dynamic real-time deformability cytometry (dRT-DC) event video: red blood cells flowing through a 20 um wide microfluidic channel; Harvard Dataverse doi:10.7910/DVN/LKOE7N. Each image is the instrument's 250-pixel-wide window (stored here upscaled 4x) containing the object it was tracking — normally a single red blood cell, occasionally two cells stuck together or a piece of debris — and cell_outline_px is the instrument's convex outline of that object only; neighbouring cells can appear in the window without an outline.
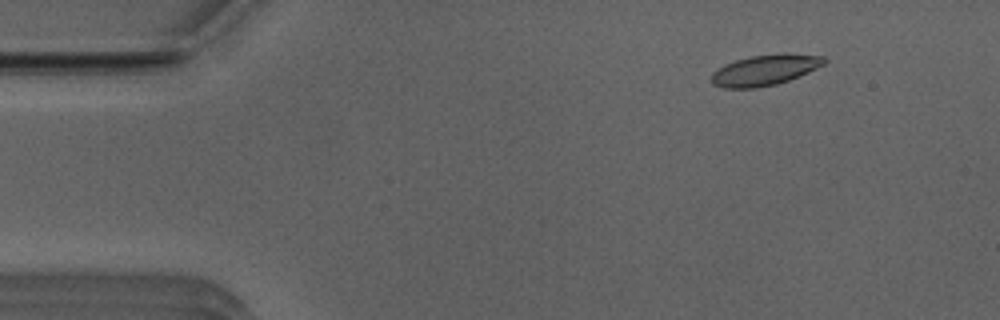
{"species": "Egyptian fruit bat (a non-hibernating species)", "species_latin": "Rousettus aegyptiacus", "temperature_condition": "room temperature", "stored_images_in_passage": 11, "camera_frame_rate_fps": 3000, "um_per_image_px": 0.085, "animal": {"sex": "male"}, "frame": {"image": 1, "passage_image": 6, "time_ms": 1.667, "image_size_px": [1000, 320], "cell_outline_px": [[828, 60], [824, 64], [808, 72], [788, 80], [776, 84], [756, 88], [724, 88], [712, 84], [712, 72], [724, 64], [736, 60], [752, 56], [788, 52], [824, 56]], "centroid_in_image_um": [65.03, 5.94], "position_along_channel_um": 20.0, "area_um2": 20.23}}